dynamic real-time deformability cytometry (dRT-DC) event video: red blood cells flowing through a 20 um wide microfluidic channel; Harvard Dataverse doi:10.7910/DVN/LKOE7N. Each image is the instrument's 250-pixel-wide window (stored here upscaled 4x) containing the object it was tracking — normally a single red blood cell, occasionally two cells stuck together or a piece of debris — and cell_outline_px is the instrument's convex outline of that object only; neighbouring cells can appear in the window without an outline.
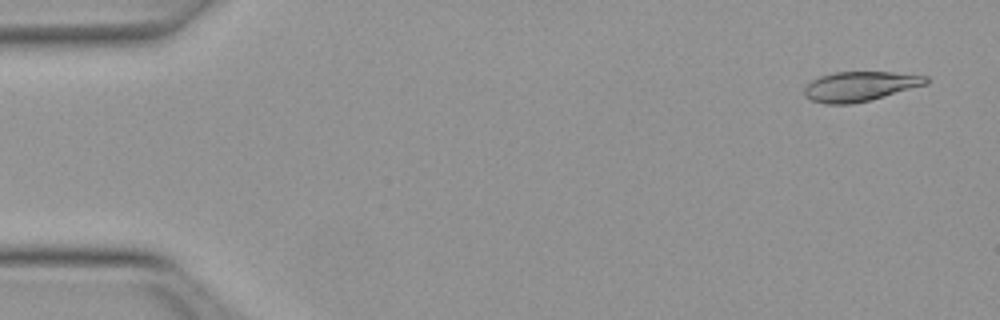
{"species": "Egyptian fruit bat (a non-hibernating species)", "species_latin": "Rousettus aegyptiacus", "temperature_condition": "warm", "stored_images_in_passage": 49, "camera_frame_rate_fps": 3000, "um_per_image_px": 0.085, "animal": {"sex": "female"}, "frame": {"image": 1, "passage_image": 1, "time_ms": 0.0, "image_size_px": [1000, 320], "cell_outline_px": [[928, 84], [868, 100], [852, 104], [824, 104], [812, 100], [804, 96], [804, 88], [812, 80], [820, 76], [832, 72], [892, 72], [928, 76]], "centroid_in_image_um": [73.07, 7.33], "position_along_channel_um": 11.9, "area_um2": 20.98}}
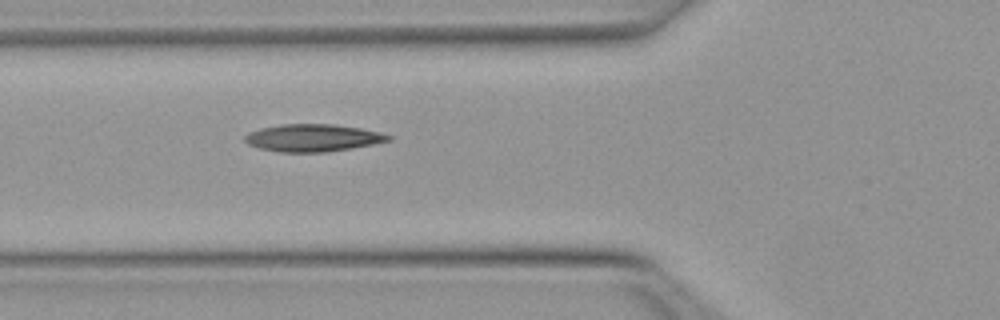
{"frame": {"image": 2, "passage_image": 17, "time_ms": 5.333, "image_size_px": [1000, 320], "cell_outline_px": [[392, 140], [352, 148], [328, 152], [280, 152], [260, 148], [248, 144], [244, 140], [244, 136], [248, 132], [260, 128], [280, 124], [336, 124], [360, 128], [380, 132], [392, 136]], "centroid_in_image_um": [26.59, 11.71], "position_along_channel_um": 99.2, "area_um2": 23.0}}
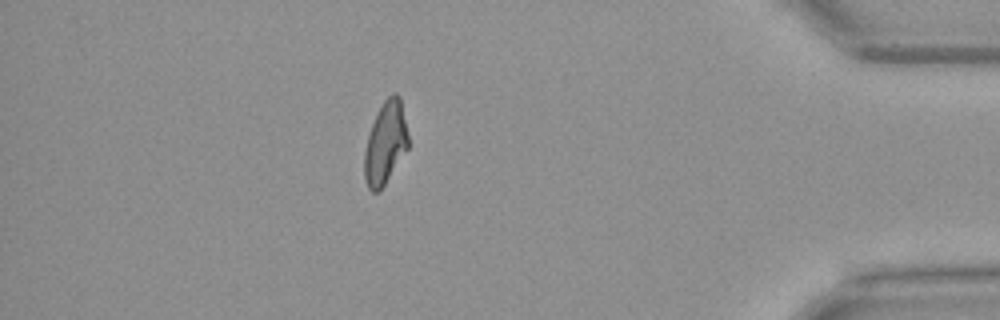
{"frame": {"image": 3, "passage_image": 43, "time_ms": 14.0, "image_size_px": [1000, 320], "cell_outline_px": [[408, 148], [380, 192], [372, 192], [368, 188], [364, 180], [364, 152], [368, 136], [376, 112], [384, 100], [392, 92], [396, 92], [400, 96], [408, 136]], "centroid_in_image_um": [32.75, 12.16], "position_along_channel_um": 402.5, "area_um2": 21.21}, "authors_computed_cell_mechanics": {"area_um2": 21.9062, "velocity_mm_per_s": 4.0059, "shape_relaxation_time_tau1_ms": 5.8365, "shape_relaxation_time_tau2_ms": 3.2986, "deformation_change_tau1": 0.2237, "deformation_change_tau2": 0.1152}}